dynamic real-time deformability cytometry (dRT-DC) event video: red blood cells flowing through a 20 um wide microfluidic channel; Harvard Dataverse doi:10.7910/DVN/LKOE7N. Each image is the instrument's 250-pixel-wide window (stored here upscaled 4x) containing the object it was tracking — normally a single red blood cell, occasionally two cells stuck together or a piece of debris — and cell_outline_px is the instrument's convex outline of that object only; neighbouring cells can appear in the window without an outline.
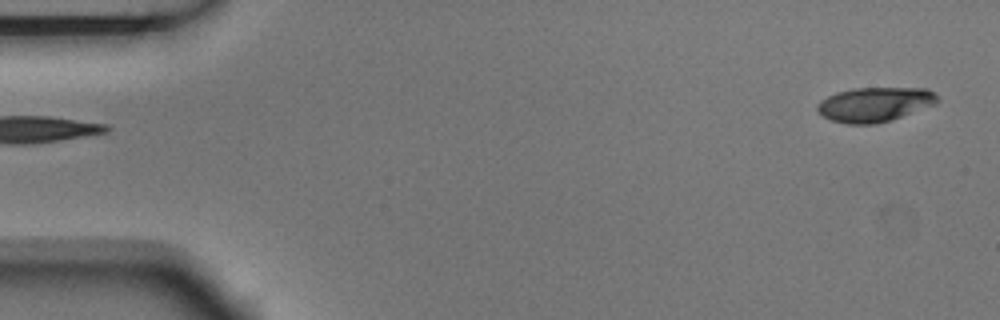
{"species": "Egyptian fruit bat (a non-hibernating species)", "species_latin": "Rousettus aegyptiacus", "temperature_condition": "room temperature", "stored_images_in_passage": 4, "segment_of_instrument_passage": [2, 2], "camera_frame_rate_fps": 3000, "um_per_image_px": 0.085, "animal": {"sex": "male"}, "frame": {"image": 1, "passage_image": 4, "time_ms": 1.0, "image_size_px": [1000, 320], "cell_outline_px": [[940, 100], [936, 104], [892, 120], [876, 124], [848, 124], [832, 120], [824, 116], [816, 108], [816, 104], [820, 100], [836, 92], [852, 88], [928, 88]], "centroid_in_image_um": [74.35, 8.87], "position_along_channel_um": 10.6, "area_um2": 24.22}}